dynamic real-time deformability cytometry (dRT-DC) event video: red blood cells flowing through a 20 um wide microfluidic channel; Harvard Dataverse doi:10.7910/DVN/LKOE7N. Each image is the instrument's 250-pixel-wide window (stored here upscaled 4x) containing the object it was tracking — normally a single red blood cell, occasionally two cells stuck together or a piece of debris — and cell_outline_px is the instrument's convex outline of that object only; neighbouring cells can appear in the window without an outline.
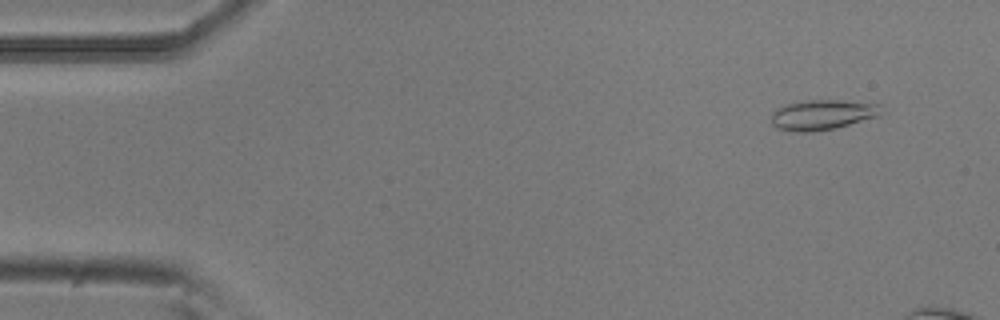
{"species": "common noctule bat (a hibernating species)", "species_latin": "Nyctalus noctula", "temperature_condition": "room temperature", "stored_images_in_passage": 12, "camera_frame_rate_fps": 3000, "um_per_image_px": 0.085, "animal": {"sex": "male", "body_mass_g": 20.5, "forearm_length_mm": 52.5}, "frame": {"image": 1, "passage_image": 4, "time_ms": 1.0, "image_size_px": [1000, 320], "cell_outline_px": [[880, 116], [836, 128], [812, 132], [792, 132], [776, 128], [772, 124], [772, 112], [776, 108], [788, 104], [808, 100], [836, 100], [880, 104]], "centroid_in_image_um": [69.88, 9.77], "position_along_channel_um": 15.1, "area_um2": 19.31}}